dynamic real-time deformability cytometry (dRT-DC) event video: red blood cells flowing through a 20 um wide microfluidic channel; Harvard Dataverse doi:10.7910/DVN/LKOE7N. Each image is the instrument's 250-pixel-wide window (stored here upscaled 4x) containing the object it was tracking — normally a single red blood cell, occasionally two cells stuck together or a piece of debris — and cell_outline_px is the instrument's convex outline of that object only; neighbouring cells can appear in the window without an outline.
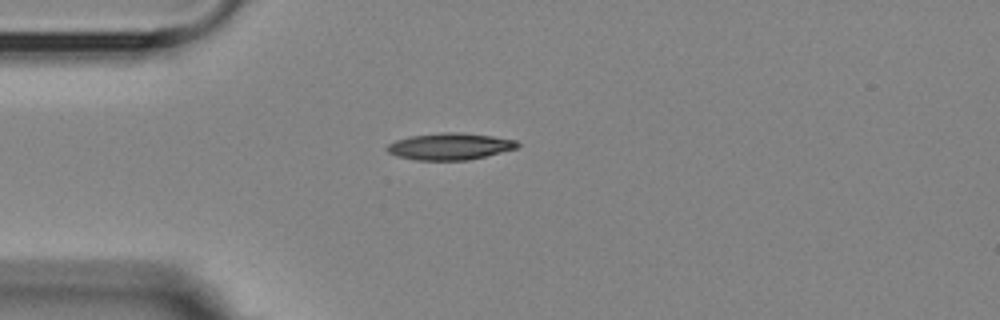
{"species": "Egyptian fruit bat (a non-hibernating species)", "species_latin": "Rousettus aegyptiacus", "temperature_condition": "room temperature", "stored_images_in_passage": 5, "camera_frame_rate_fps": 3000, "um_per_image_px": 0.085, "animal": {"sex": "female"}, "frame": {"image": 1, "passage_image": 1, "time_ms": 0.0, "image_size_px": [1000, 320], "cell_outline_px": [[520, 144], [516, 148], [468, 160], [416, 160], [396, 156], [388, 152], [384, 148], [388, 144], [396, 140], [412, 136], [444, 132], [452, 132], [492, 136], [516, 140]], "centroid_in_image_um": [38.19, 12.45], "position_along_channel_um": 46.8, "area_um2": 20.06}}
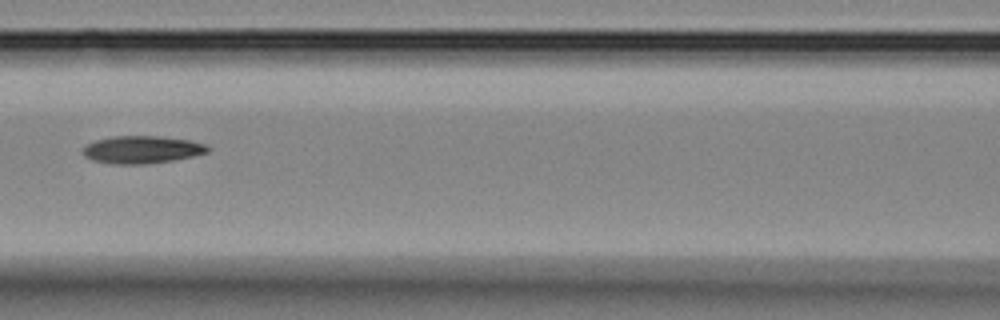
{"frame": {"image": 2, "passage_image": 4, "time_ms": 3.333, "image_size_px": [1000, 320], "cell_outline_px": [[212, 148], [208, 152], [192, 156], [172, 160], [144, 164], [116, 164], [92, 160], [84, 156], [80, 152], [80, 148], [84, 144], [96, 140], [112, 136], [160, 136], [192, 140], [208, 144]], "centroid_in_image_um": [12.04, 12.7], "position_along_channel_um": 154.6, "area_um2": 20.4}}
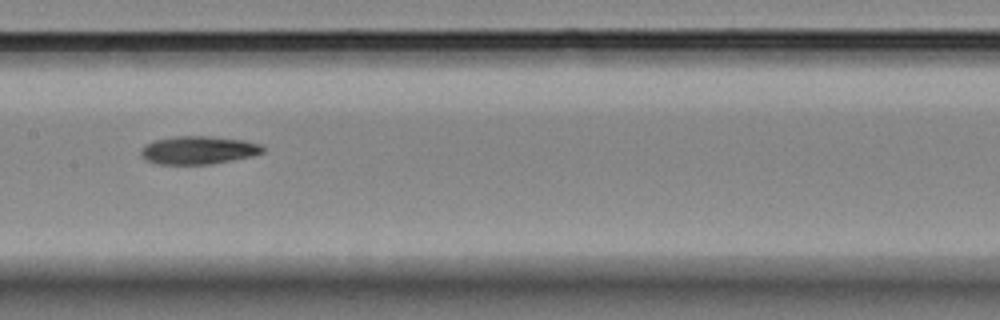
{"frame": {"image": 3, "passage_image": 5, "time_ms": 4.333, "image_size_px": [1000, 320], "cell_outline_px": [[264, 152], [252, 156], [212, 164], [152, 164], [144, 160], [140, 156], [140, 148], [144, 144], [156, 140], [176, 136], [208, 136], [244, 140], [260, 144], [264, 148]], "centroid_in_image_um": [16.81, 12.77], "position_along_channel_um": 190.6, "area_um2": 20.17}}